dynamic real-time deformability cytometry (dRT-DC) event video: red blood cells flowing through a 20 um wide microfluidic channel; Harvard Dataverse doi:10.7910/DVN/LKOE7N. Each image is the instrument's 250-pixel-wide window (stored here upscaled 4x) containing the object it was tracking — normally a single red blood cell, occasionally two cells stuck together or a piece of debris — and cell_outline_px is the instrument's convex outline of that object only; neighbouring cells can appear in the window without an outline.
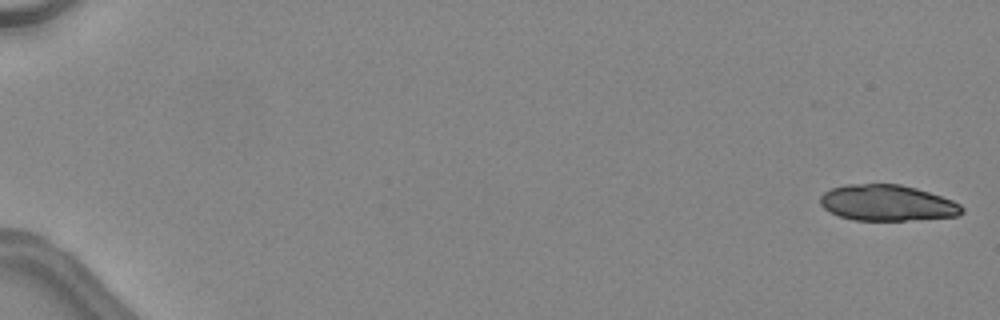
{"species": "common noctule bat (a hibernating species)", "species_latin": "Nyctalus noctula", "temperature_condition": "warm", "stored_images_in_passage": 6, "camera_frame_rate_fps": 3000, "um_per_image_px": 0.085, "animal": {"sex": "female", "body_mass_g": 24.6, "forearm_length_mm": 56.2}, "frame": {"image": 1, "passage_image": 1, "time_ms": 0.0, "image_size_px": [1000, 320], "cell_outline_px": [[964, 212], [956, 216], [904, 220], [852, 220], [840, 216], [824, 208], [820, 204], [820, 196], [824, 192], [832, 188], [844, 184], [900, 184], [916, 188], [952, 200], [960, 204], [964, 208]], "centroid_in_image_um": [75.4, 17.24], "position_along_channel_um": 9.6, "area_um2": 29.54}}